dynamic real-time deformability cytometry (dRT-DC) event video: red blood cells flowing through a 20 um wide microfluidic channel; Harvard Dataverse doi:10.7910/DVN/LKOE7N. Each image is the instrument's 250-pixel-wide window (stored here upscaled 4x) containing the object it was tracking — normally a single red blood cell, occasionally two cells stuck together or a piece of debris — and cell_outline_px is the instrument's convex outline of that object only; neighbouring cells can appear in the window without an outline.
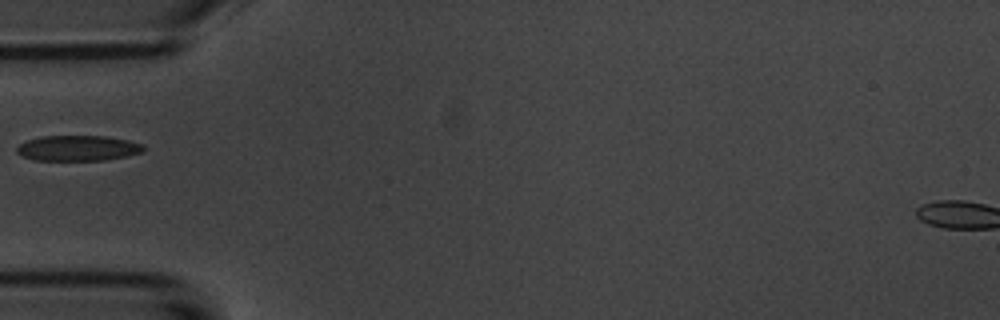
{"species": "common noctule bat (a hibernating species)", "species_latin": "Nyctalus noctula", "temperature_condition": "room temperature", "stored_images_in_passage": 7, "camera_frame_rate_fps": 3000, "um_per_image_px": 0.085, "animal": {"sex": "male", "body_mass_g": 20.1, "forearm_length_mm": 53.5}, "frame": {"image": 1, "passage_image": 5, "time_ms": 4.667, "image_size_px": [1000, 320], "cell_outline_px": [[148, 148], [144, 152], [104, 160], [36, 160], [24, 156], [16, 152], [16, 148], [24, 140], [40, 136], [104, 136], [128, 140], [144, 144]], "centroid_in_image_um": [6.64, 12.58], "position_along_channel_um": 78.4, "area_um2": 18.9}}
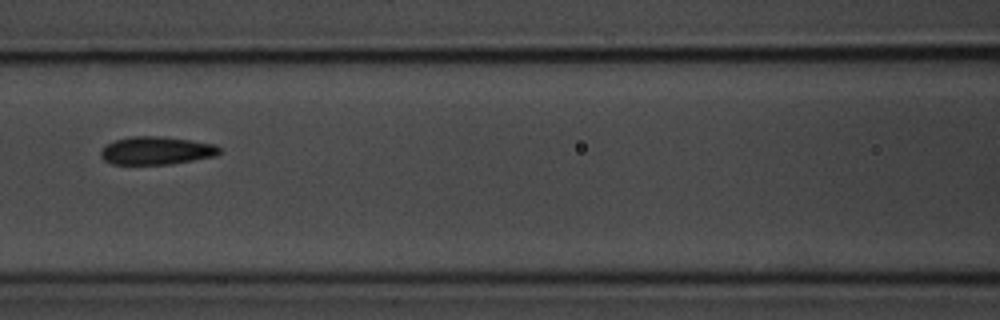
{"frame": {"image": 2, "passage_image": 7, "time_ms": 6.667, "image_size_px": [1000, 320], "cell_outline_px": [[220, 152], [216, 156], [168, 164], [112, 164], [104, 160], [100, 156], [100, 152], [104, 144], [116, 140], [132, 136], [160, 136], [192, 140], [216, 144], [220, 148]], "centroid_in_image_um": [13.27, 12.79], "position_along_channel_um": 153.3, "area_um2": 19.42}}